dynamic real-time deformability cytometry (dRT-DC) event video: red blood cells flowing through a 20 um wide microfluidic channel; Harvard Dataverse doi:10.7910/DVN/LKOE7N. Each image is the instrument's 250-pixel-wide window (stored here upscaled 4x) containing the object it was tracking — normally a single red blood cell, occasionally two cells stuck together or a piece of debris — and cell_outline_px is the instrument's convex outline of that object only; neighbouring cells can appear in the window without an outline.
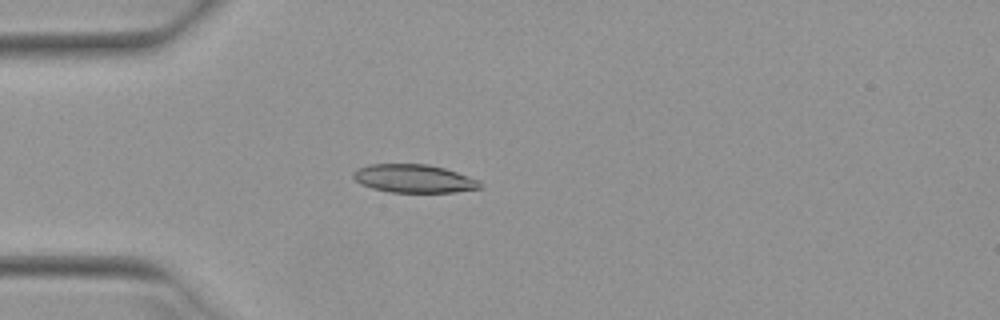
{"species": "Egyptian fruit bat (a non-hibernating species)", "species_latin": "Rousettus aegyptiacus", "temperature_condition": "warm", "stored_images_in_passage": 52, "camera_frame_rate_fps": 3000, "um_per_image_px": 0.085, "animal": {"sex": "female"}, "frame": {"image": 1, "passage_image": 15, "time_ms": 4.667, "image_size_px": [1000, 320], "cell_outline_px": [[480, 188], [456, 192], [392, 192], [372, 188], [360, 184], [352, 176], [352, 172], [356, 168], [368, 164], [428, 164], [444, 168], [480, 180]], "centroid_in_image_um": [35.14, 15.17], "position_along_channel_um": 49.9, "area_um2": 20.87}}
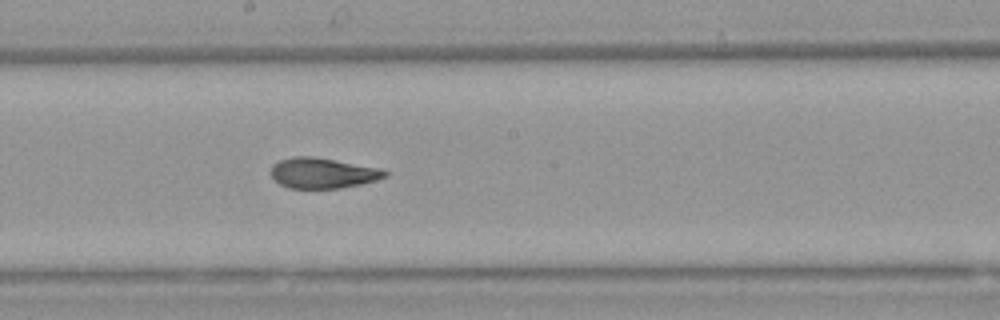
{"frame": {"image": 2, "passage_image": 29, "time_ms": 9.333, "image_size_px": [1000, 320], "cell_outline_px": [[388, 176], [376, 180], [360, 184], [340, 188], [288, 188], [280, 184], [272, 176], [272, 164], [280, 160], [292, 156], [312, 156], [376, 168], [388, 172]], "centroid_in_image_um": [27.39, 14.71], "position_along_channel_um": 220.8, "area_um2": 19.88}}
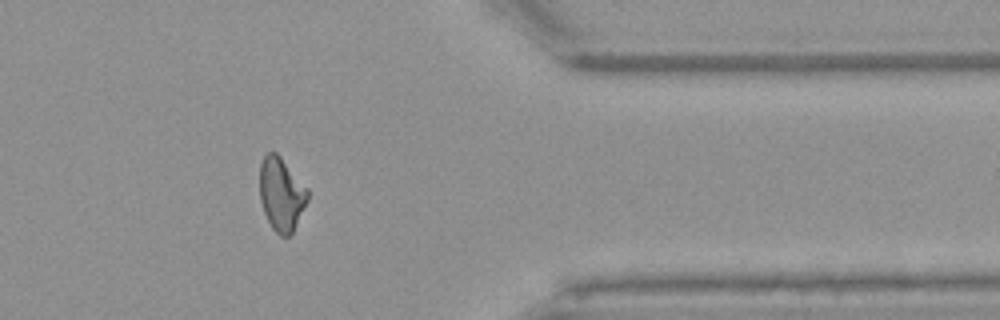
{"frame": {"image": 3, "passage_image": 43, "time_ms": 14.0, "image_size_px": [1000, 320], "cell_outline_px": [[308, 200], [292, 232], [288, 236], [280, 236], [272, 228], [264, 212], [260, 200], [260, 164], [264, 156], [268, 152], [276, 152], [280, 156], [308, 188]], "centroid_in_image_um": [23.91, 16.49], "position_along_channel_um": 387.5, "area_um2": 20.35}, "authors_computed_cell_mechanics": {"area_um2": 20.6635, "velocity_mm_per_s": 3.9526, "shape_relaxation_time_tau1_ms": 9.2082, "shape_relaxation_time_tau2_ms": 2.355, "deformation_change_tau1": 0.2395, "deformation_change_tau2": 0.0955}}